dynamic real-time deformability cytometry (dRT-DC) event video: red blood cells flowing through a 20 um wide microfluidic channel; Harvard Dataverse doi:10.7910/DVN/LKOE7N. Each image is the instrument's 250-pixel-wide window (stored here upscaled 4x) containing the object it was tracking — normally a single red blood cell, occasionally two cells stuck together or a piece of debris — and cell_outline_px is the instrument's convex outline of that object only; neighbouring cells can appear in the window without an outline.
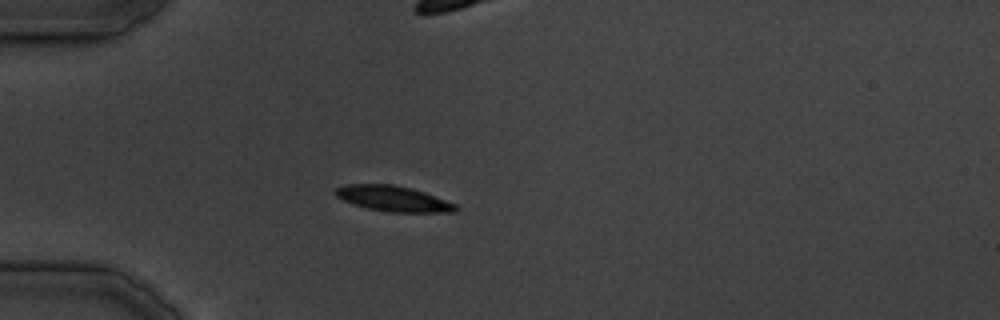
{"species": "common noctule bat (a hibernating species)", "species_latin": "Nyctalus noctula", "temperature_condition": "cold", "stored_images_in_passage": 27, "camera_frame_rate_fps": 3000, "um_per_image_px": 0.085, "animal": {"sex": "male", "body_mass_g": 19.5, "forearm_length_mm": 54.6}, "frame": {"image": 1, "passage_image": 1, "time_ms": 0.0, "image_size_px": [1000, 320], "cell_outline_px": [[460, 208], [456, 212], [388, 212], [368, 208], [344, 200], [336, 196], [336, 188], [344, 184], [392, 184], [412, 188], [424, 192], [456, 204]], "centroid_in_image_um": [33.47, 16.88], "position_along_channel_um": 51.5, "area_um2": 17.74}}
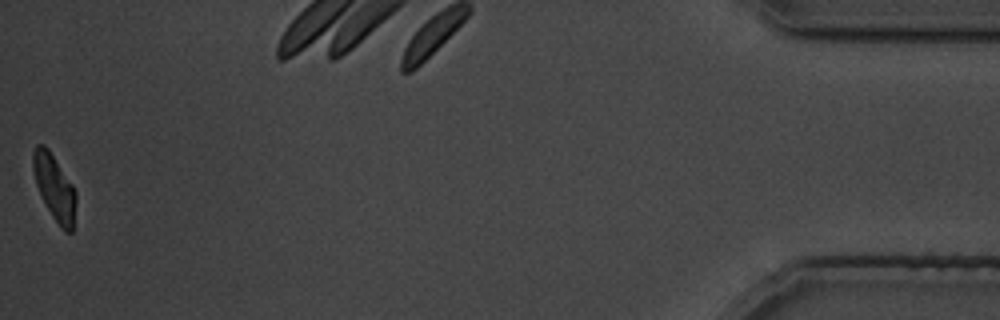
{"frame": {"image": 2, "passage_image": 27, "time_ms": 33.0, "image_size_px": [1000, 320], "cell_outline_px": [[76, 200], [72, 232], [64, 232], [60, 228], [52, 216], [36, 184], [32, 168], [32, 152], [36, 144], [44, 144], [48, 148], [72, 184], [76, 192]], "centroid_in_image_um": [4.62, 15.91], "position_along_channel_um": 430.6, "area_um2": 16.3}}